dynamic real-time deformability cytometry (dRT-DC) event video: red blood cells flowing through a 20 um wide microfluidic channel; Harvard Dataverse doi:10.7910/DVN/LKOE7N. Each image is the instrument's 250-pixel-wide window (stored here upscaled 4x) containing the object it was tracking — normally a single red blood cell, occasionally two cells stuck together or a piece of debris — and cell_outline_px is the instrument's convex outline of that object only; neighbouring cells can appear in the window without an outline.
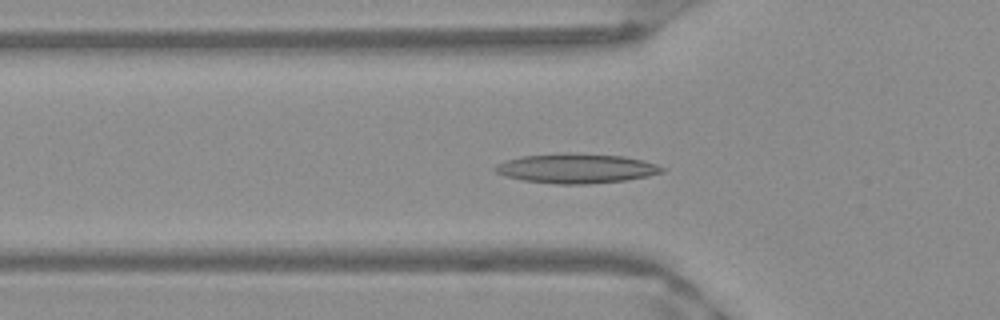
{"species": "Egyptian fruit bat (a non-hibernating species)", "species_latin": "Rousettus aegyptiacus", "temperature_condition": "warm", "stored_images_in_passage": 52, "camera_frame_rate_fps": 3000, "um_per_image_px": 0.085, "frame": {"image": 1, "passage_image": 16, "time_ms": 5.0, "image_size_px": [1000, 320], "cell_outline_px": [[664, 172], [648, 176], [624, 180], [584, 184], [556, 184], [524, 180], [504, 176], [496, 172], [492, 168], [496, 164], [508, 160], [524, 156], [564, 152], [568, 152], [624, 156], [644, 160], [656, 164], [664, 168]], "centroid_in_image_um": [48.98, 14.3], "position_along_channel_um": 76.8, "area_um2": 28.78}}
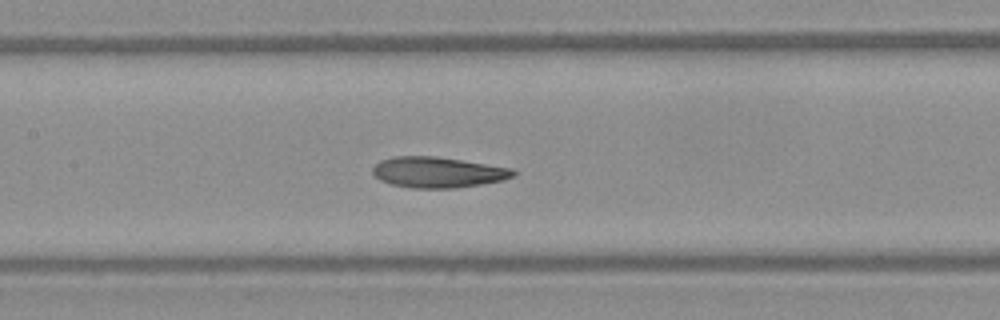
{"frame": {"image": 2, "passage_image": 23, "time_ms": 7.333, "image_size_px": [1000, 320], "cell_outline_px": [[516, 176], [504, 180], [456, 188], [412, 188], [392, 184], [380, 180], [372, 172], [372, 168], [380, 160], [392, 156], [436, 156], [516, 168]], "centroid_in_image_um": [37.26, 14.63], "position_along_channel_um": 170.1, "area_um2": 25.43}}
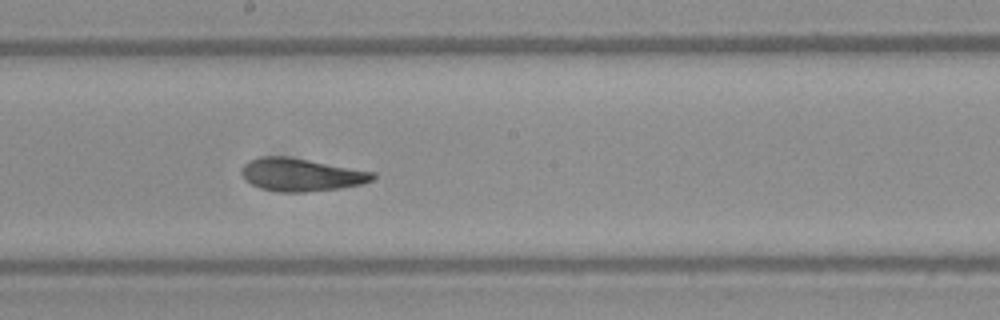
{"frame": {"image": 3, "passage_image": 27, "time_ms": 8.667, "image_size_px": [1000, 320], "cell_outline_px": [[376, 176], [372, 180], [360, 184], [340, 188], [304, 192], [284, 192], [260, 188], [244, 180], [240, 172], [240, 168], [248, 160], [264, 156], [288, 156], [376, 172]], "centroid_in_image_um": [25.57, 14.84], "position_along_channel_um": 222.6, "area_um2": 25.2}, "authors_computed_cell_mechanics": {"area_um2": 24.276, "velocity_mm_per_s": 3.9478, "shape_relaxation_time_tau1_ms": 9.7826, "shape_relaxation_time_tau2_ms": 2.2032, "deformation_change_tau1": 0.278, "deformation_change_tau2": 0.0986}}